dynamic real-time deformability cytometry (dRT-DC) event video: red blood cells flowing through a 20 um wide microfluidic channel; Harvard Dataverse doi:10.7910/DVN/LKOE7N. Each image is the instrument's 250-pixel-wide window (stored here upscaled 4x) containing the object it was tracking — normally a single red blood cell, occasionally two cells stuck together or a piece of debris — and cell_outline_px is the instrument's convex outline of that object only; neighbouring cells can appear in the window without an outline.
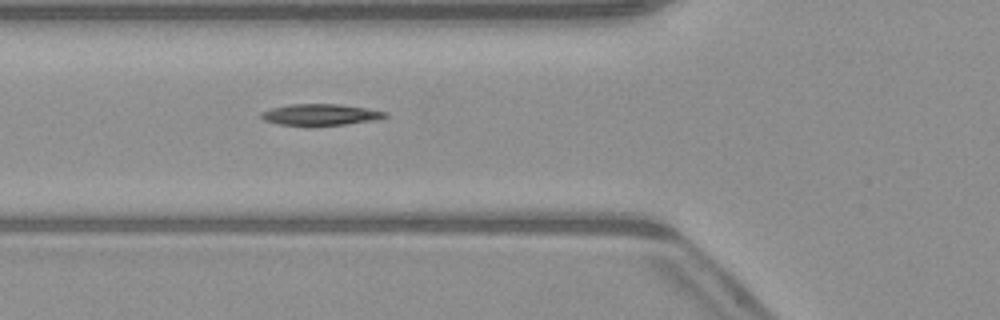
{"species": "common noctule bat (a hibernating species)", "species_latin": "Nyctalus noctula", "temperature_condition": "warm", "stored_images_in_passage": 2, "camera_frame_rate_fps": 3000, "um_per_image_px": 0.085, "animal": {"sex": "male", "body_mass_g": 23.1, "forearm_length_mm": 52.7}, "frame": {"image": 1, "passage_image": 2, "time_ms": 1.0, "image_size_px": [1000, 320], "cell_outline_px": [[388, 116], [376, 120], [344, 124], [280, 124], [264, 120], [260, 116], [260, 112], [272, 108], [288, 104], [340, 104], [388, 112]], "centroid_in_image_um": [27.25, 9.72], "position_along_channel_um": 98.6, "area_um2": 14.97}}